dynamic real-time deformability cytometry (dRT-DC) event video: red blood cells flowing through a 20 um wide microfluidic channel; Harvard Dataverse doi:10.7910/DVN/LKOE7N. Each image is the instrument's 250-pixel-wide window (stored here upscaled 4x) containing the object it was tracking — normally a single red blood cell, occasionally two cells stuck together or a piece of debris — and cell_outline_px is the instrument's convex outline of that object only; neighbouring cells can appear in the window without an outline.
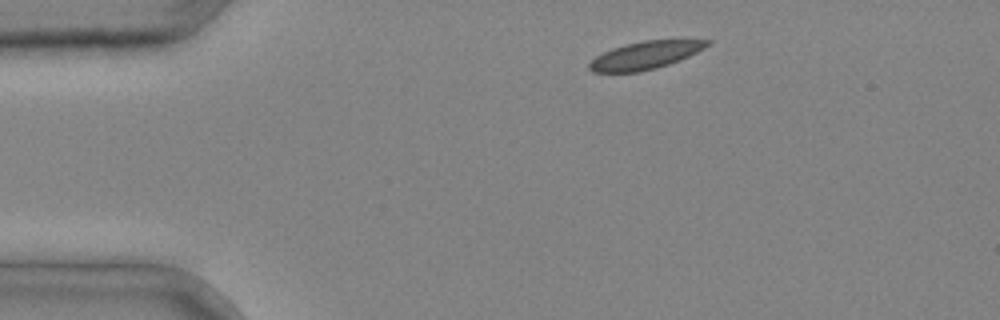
{"species": "common noctule bat (a hibernating species)", "species_latin": "Nyctalus noctula", "temperature_condition": "cold", "stored_images_in_passage": 2, "camera_frame_rate_fps": 3000, "um_per_image_px": 0.085, "animal": {"sex": "male", "body_mass_g": 20.4}, "frame": {"image": 1, "passage_image": 1, "time_ms": 0.0, "image_size_px": [1000, 320], "cell_outline_px": [[712, 44], [680, 60], [656, 68], [640, 72], [592, 72], [588, 68], [588, 64], [596, 56], [612, 48], [624, 44], [644, 40], [712, 40]], "centroid_in_image_um": [54.84, 4.7], "position_along_channel_um": 30.2, "area_um2": 19.02}}